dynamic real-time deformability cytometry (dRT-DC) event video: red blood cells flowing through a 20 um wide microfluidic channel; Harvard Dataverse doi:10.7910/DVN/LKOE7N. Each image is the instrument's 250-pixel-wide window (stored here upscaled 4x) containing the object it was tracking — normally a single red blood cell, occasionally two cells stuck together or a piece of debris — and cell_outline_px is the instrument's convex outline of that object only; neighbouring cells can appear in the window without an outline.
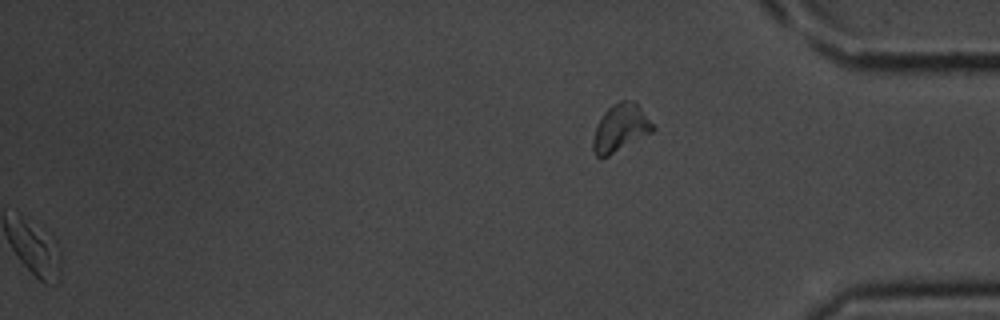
{"species": "common noctule bat (a hibernating species)", "species_latin": "Nyctalus noctula", "temperature_condition": "room temperature", "stored_images_in_passage": 34, "segment_of_instrument_passage": [2, 2], "camera_frame_rate_fps": 3000, "um_per_image_px": 0.085, "animal": {"sex": "male", "body_mass_g": 20.1, "forearm_length_mm": 53.5}, "frame": {"image": 1, "passage_image": 34, "time_ms": 11.0, "image_size_px": [1000, 320], "cell_outline_px": [[656, 128], [652, 132], [608, 156], [596, 156], [592, 148], [592, 140], [596, 128], [604, 112], [612, 104], [620, 100], [636, 100]], "centroid_in_image_um": [52.76, 10.84], "position_along_channel_um": 382.4, "area_um2": 16.47}}